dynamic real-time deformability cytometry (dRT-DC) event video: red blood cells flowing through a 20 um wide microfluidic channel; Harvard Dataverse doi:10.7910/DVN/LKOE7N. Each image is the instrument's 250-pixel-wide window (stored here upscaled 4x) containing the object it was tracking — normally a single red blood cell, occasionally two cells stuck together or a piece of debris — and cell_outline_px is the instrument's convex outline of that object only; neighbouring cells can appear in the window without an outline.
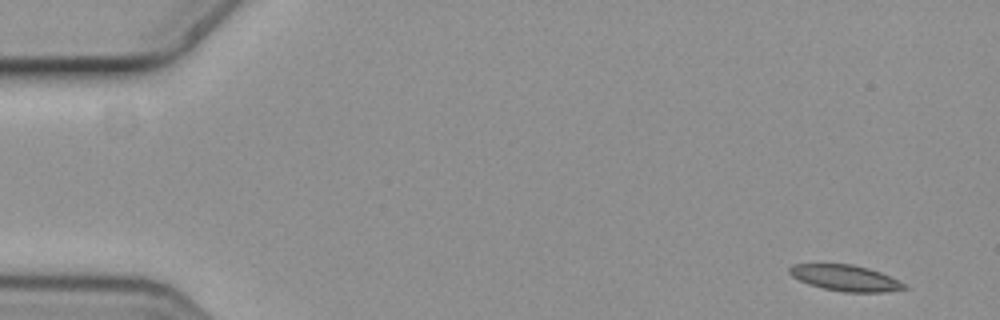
{"species": "common noctule bat (a hibernating species)", "species_latin": "Nyctalus noctula", "temperature_condition": "cold", "stored_images_in_passage": 6, "camera_frame_rate_fps": 3000, "um_per_image_px": 0.085, "animal": {"sex": "female", "body_mass_g": 19.3, "forearm_length_mm": 54.1}, "frame": {"image": 1, "passage_image": 1, "time_ms": 0.0, "image_size_px": [1000, 320], "cell_outline_px": [[908, 288], [884, 292], [844, 292], [824, 288], [808, 284], [792, 276], [788, 272], [788, 268], [792, 264], [852, 264], [868, 268], [880, 272], [900, 280]], "centroid_in_image_um": [71.86, 23.62], "position_along_channel_um": 13.1, "area_um2": 17.34}}